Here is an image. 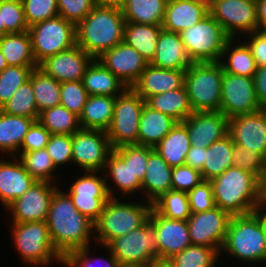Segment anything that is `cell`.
<instances>
[{
	"instance_id": "cell-3",
	"label": "cell",
	"mask_w": 266,
	"mask_h": 267,
	"mask_svg": "<svg viewBox=\"0 0 266 267\" xmlns=\"http://www.w3.org/2000/svg\"><path fill=\"white\" fill-rule=\"evenodd\" d=\"M121 7L96 5L76 26V44L94 59L124 40Z\"/></svg>"
},
{
	"instance_id": "cell-23",
	"label": "cell",
	"mask_w": 266,
	"mask_h": 267,
	"mask_svg": "<svg viewBox=\"0 0 266 267\" xmlns=\"http://www.w3.org/2000/svg\"><path fill=\"white\" fill-rule=\"evenodd\" d=\"M185 73L186 70L163 69L149 63L132 89L146 101L153 95L182 88Z\"/></svg>"
},
{
	"instance_id": "cell-41",
	"label": "cell",
	"mask_w": 266,
	"mask_h": 267,
	"mask_svg": "<svg viewBox=\"0 0 266 267\" xmlns=\"http://www.w3.org/2000/svg\"><path fill=\"white\" fill-rule=\"evenodd\" d=\"M38 121L50 134L73 135L81 128L79 117L62 105H57L42 111L39 114Z\"/></svg>"
},
{
	"instance_id": "cell-36",
	"label": "cell",
	"mask_w": 266,
	"mask_h": 267,
	"mask_svg": "<svg viewBox=\"0 0 266 267\" xmlns=\"http://www.w3.org/2000/svg\"><path fill=\"white\" fill-rule=\"evenodd\" d=\"M162 25L125 22L124 42L139 52L150 63L155 56Z\"/></svg>"
},
{
	"instance_id": "cell-21",
	"label": "cell",
	"mask_w": 266,
	"mask_h": 267,
	"mask_svg": "<svg viewBox=\"0 0 266 267\" xmlns=\"http://www.w3.org/2000/svg\"><path fill=\"white\" fill-rule=\"evenodd\" d=\"M93 60L92 56L76 44L46 58L38 67L60 83L82 81L86 69Z\"/></svg>"
},
{
	"instance_id": "cell-65",
	"label": "cell",
	"mask_w": 266,
	"mask_h": 267,
	"mask_svg": "<svg viewBox=\"0 0 266 267\" xmlns=\"http://www.w3.org/2000/svg\"><path fill=\"white\" fill-rule=\"evenodd\" d=\"M8 66L6 59L0 51V72H2Z\"/></svg>"
},
{
	"instance_id": "cell-16",
	"label": "cell",
	"mask_w": 266,
	"mask_h": 267,
	"mask_svg": "<svg viewBox=\"0 0 266 267\" xmlns=\"http://www.w3.org/2000/svg\"><path fill=\"white\" fill-rule=\"evenodd\" d=\"M231 217L217 206L208 211L192 213L187 220L191 244L221 251Z\"/></svg>"
},
{
	"instance_id": "cell-45",
	"label": "cell",
	"mask_w": 266,
	"mask_h": 267,
	"mask_svg": "<svg viewBox=\"0 0 266 267\" xmlns=\"http://www.w3.org/2000/svg\"><path fill=\"white\" fill-rule=\"evenodd\" d=\"M0 110L6 114L34 118L38 121L39 113L32 89L31 75Z\"/></svg>"
},
{
	"instance_id": "cell-60",
	"label": "cell",
	"mask_w": 266,
	"mask_h": 267,
	"mask_svg": "<svg viewBox=\"0 0 266 267\" xmlns=\"http://www.w3.org/2000/svg\"><path fill=\"white\" fill-rule=\"evenodd\" d=\"M205 163V148L190 146L185 158V165L198 171H202Z\"/></svg>"
},
{
	"instance_id": "cell-18",
	"label": "cell",
	"mask_w": 266,
	"mask_h": 267,
	"mask_svg": "<svg viewBox=\"0 0 266 267\" xmlns=\"http://www.w3.org/2000/svg\"><path fill=\"white\" fill-rule=\"evenodd\" d=\"M149 220L156 231L158 260H168L191 245L187 220L166 218L154 208Z\"/></svg>"
},
{
	"instance_id": "cell-4",
	"label": "cell",
	"mask_w": 266,
	"mask_h": 267,
	"mask_svg": "<svg viewBox=\"0 0 266 267\" xmlns=\"http://www.w3.org/2000/svg\"><path fill=\"white\" fill-rule=\"evenodd\" d=\"M220 252L246 265L266 264V230L254 212L231 217Z\"/></svg>"
},
{
	"instance_id": "cell-6",
	"label": "cell",
	"mask_w": 266,
	"mask_h": 267,
	"mask_svg": "<svg viewBox=\"0 0 266 267\" xmlns=\"http://www.w3.org/2000/svg\"><path fill=\"white\" fill-rule=\"evenodd\" d=\"M223 68L219 62L192 63L185 87L193 112H217L221 107Z\"/></svg>"
},
{
	"instance_id": "cell-15",
	"label": "cell",
	"mask_w": 266,
	"mask_h": 267,
	"mask_svg": "<svg viewBox=\"0 0 266 267\" xmlns=\"http://www.w3.org/2000/svg\"><path fill=\"white\" fill-rule=\"evenodd\" d=\"M220 111L229 119L262 109L260 106L254 79L223 72Z\"/></svg>"
},
{
	"instance_id": "cell-42",
	"label": "cell",
	"mask_w": 266,
	"mask_h": 267,
	"mask_svg": "<svg viewBox=\"0 0 266 267\" xmlns=\"http://www.w3.org/2000/svg\"><path fill=\"white\" fill-rule=\"evenodd\" d=\"M221 252L217 248L190 245L168 261L174 267H215Z\"/></svg>"
},
{
	"instance_id": "cell-37",
	"label": "cell",
	"mask_w": 266,
	"mask_h": 267,
	"mask_svg": "<svg viewBox=\"0 0 266 267\" xmlns=\"http://www.w3.org/2000/svg\"><path fill=\"white\" fill-rule=\"evenodd\" d=\"M233 147L232 137L228 134L205 148V163L201 171L204 181H211L228 168L233 167Z\"/></svg>"
},
{
	"instance_id": "cell-50",
	"label": "cell",
	"mask_w": 266,
	"mask_h": 267,
	"mask_svg": "<svg viewBox=\"0 0 266 267\" xmlns=\"http://www.w3.org/2000/svg\"><path fill=\"white\" fill-rule=\"evenodd\" d=\"M88 96L82 81L61 83L60 105L78 117L83 111Z\"/></svg>"
},
{
	"instance_id": "cell-35",
	"label": "cell",
	"mask_w": 266,
	"mask_h": 267,
	"mask_svg": "<svg viewBox=\"0 0 266 267\" xmlns=\"http://www.w3.org/2000/svg\"><path fill=\"white\" fill-rule=\"evenodd\" d=\"M190 146L186 126L182 122H177L154 149L168 165L177 167L185 165V158Z\"/></svg>"
},
{
	"instance_id": "cell-64",
	"label": "cell",
	"mask_w": 266,
	"mask_h": 267,
	"mask_svg": "<svg viewBox=\"0 0 266 267\" xmlns=\"http://www.w3.org/2000/svg\"><path fill=\"white\" fill-rule=\"evenodd\" d=\"M149 267H174L168 260H155Z\"/></svg>"
},
{
	"instance_id": "cell-33",
	"label": "cell",
	"mask_w": 266,
	"mask_h": 267,
	"mask_svg": "<svg viewBox=\"0 0 266 267\" xmlns=\"http://www.w3.org/2000/svg\"><path fill=\"white\" fill-rule=\"evenodd\" d=\"M0 51L8 66L38 67L30 33H8L0 37Z\"/></svg>"
},
{
	"instance_id": "cell-1",
	"label": "cell",
	"mask_w": 266,
	"mask_h": 267,
	"mask_svg": "<svg viewBox=\"0 0 266 267\" xmlns=\"http://www.w3.org/2000/svg\"><path fill=\"white\" fill-rule=\"evenodd\" d=\"M46 223L52 244L62 257L95 240L94 223L77 210L69 194L59 187L52 195Z\"/></svg>"
},
{
	"instance_id": "cell-63",
	"label": "cell",
	"mask_w": 266,
	"mask_h": 267,
	"mask_svg": "<svg viewBox=\"0 0 266 267\" xmlns=\"http://www.w3.org/2000/svg\"><path fill=\"white\" fill-rule=\"evenodd\" d=\"M126 0H95L96 5H107L121 7Z\"/></svg>"
},
{
	"instance_id": "cell-22",
	"label": "cell",
	"mask_w": 266,
	"mask_h": 267,
	"mask_svg": "<svg viewBox=\"0 0 266 267\" xmlns=\"http://www.w3.org/2000/svg\"><path fill=\"white\" fill-rule=\"evenodd\" d=\"M182 123L186 126L191 145L199 148L209 147L229 131V118L221 111L193 112Z\"/></svg>"
},
{
	"instance_id": "cell-48",
	"label": "cell",
	"mask_w": 266,
	"mask_h": 267,
	"mask_svg": "<svg viewBox=\"0 0 266 267\" xmlns=\"http://www.w3.org/2000/svg\"><path fill=\"white\" fill-rule=\"evenodd\" d=\"M0 13L5 34L28 31L21 0H0Z\"/></svg>"
},
{
	"instance_id": "cell-5",
	"label": "cell",
	"mask_w": 266,
	"mask_h": 267,
	"mask_svg": "<svg viewBox=\"0 0 266 267\" xmlns=\"http://www.w3.org/2000/svg\"><path fill=\"white\" fill-rule=\"evenodd\" d=\"M125 200L126 198L120 199L119 196L110 198L103 206L100 218L94 224V239L98 241V245L100 243L104 247L111 240L139 228L149 220L152 203L145 199L144 203Z\"/></svg>"
},
{
	"instance_id": "cell-13",
	"label": "cell",
	"mask_w": 266,
	"mask_h": 267,
	"mask_svg": "<svg viewBox=\"0 0 266 267\" xmlns=\"http://www.w3.org/2000/svg\"><path fill=\"white\" fill-rule=\"evenodd\" d=\"M68 190L67 192L77 210L94 224L100 218L103 206L111 198L102 171H84L81 177L79 175L69 185Z\"/></svg>"
},
{
	"instance_id": "cell-52",
	"label": "cell",
	"mask_w": 266,
	"mask_h": 267,
	"mask_svg": "<svg viewBox=\"0 0 266 267\" xmlns=\"http://www.w3.org/2000/svg\"><path fill=\"white\" fill-rule=\"evenodd\" d=\"M129 166L140 182L142 183L149 160V146L138 144L124 145L114 149Z\"/></svg>"
},
{
	"instance_id": "cell-51",
	"label": "cell",
	"mask_w": 266,
	"mask_h": 267,
	"mask_svg": "<svg viewBox=\"0 0 266 267\" xmlns=\"http://www.w3.org/2000/svg\"><path fill=\"white\" fill-rule=\"evenodd\" d=\"M28 27L59 16L57 0H21Z\"/></svg>"
},
{
	"instance_id": "cell-62",
	"label": "cell",
	"mask_w": 266,
	"mask_h": 267,
	"mask_svg": "<svg viewBox=\"0 0 266 267\" xmlns=\"http://www.w3.org/2000/svg\"><path fill=\"white\" fill-rule=\"evenodd\" d=\"M254 213L260 219L264 229L266 230V197L263 196L256 204Z\"/></svg>"
},
{
	"instance_id": "cell-14",
	"label": "cell",
	"mask_w": 266,
	"mask_h": 267,
	"mask_svg": "<svg viewBox=\"0 0 266 267\" xmlns=\"http://www.w3.org/2000/svg\"><path fill=\"white\" fill-rule=\"evenodd\" d=\"M106 131L80 128L72 135V163L83 171H104L112 151Z\"/></svg>"
},
{
	"instance_id": "cell-38",
	"label": "cell",
	"mask_w": 266,
	"mask_h": 267,
	"mask_svg": "<svg viewBox=\"0 0 266 267\" xmlns=\"http://www.w3.org/2000/svg\"><path fill=\"white\" fill-rule=\"evenodd\" d=\"M145 103L152 109L171 116L177 122H183L193 113L185 85L179 89L153 95Z\"/></svg>"
},
{
	"instance_id": "cell-59",
	"label": "cell",
	"mask_w": 266,
	"mask_h": 267,
	"mask_svg": "<svg viewBox=\"0 0 266 267\" xmlns=\"http://www.w3.org/2000/svg\"><path fill=\"white\" fill-rule=\"evenodd\" d=\"M253 79L257 100L262 108H266V66L258 67Z\"/></svg>"
},
{
	"instance_id": "cell-53",
	"label": "cell",
	"mask_w": 266,
	"mask_h": 267,
	"mask_svg": "<svg viewBox=\"0 0 266 267\" xmlns=\"http://www.w3.org/2000/svg\"><path fill=\"white\" fill-rule=\"evenodd\" d=\"M57 170L72 163V135L51 134L45 146Z\"/></svg>"
},
{
	"instance_id": "cell-44",
	"label": "cell",
	"mask_w": 266,
	"mask_h": 267,
	"mask_svg": "<svg viewBox=\"0 0 266 267\" xmlns=\"http://www.w3.org/2000/svg\"><path fill=\"white\" fill-rule=\"evenodd\" d=\"M153 208L169 219L188 220L191 210L188 193L171 189L153 203Z\"/></svg>"
},
{
	"instance_id": "cell-12",
	"label": "cell",
	"mask_w": 266,
	"mask_h": 267,
	"mask_svg": "<svg viewBox=\"0 0 266 267\" xmlns=\"http://www.w3.org/2000/svg\"><path fill=\"white\" fill-rule=\"evenodd\" d=\"M209 14L230 38L258 31L256 0H211Z\"/></svg>"
},
{
	"instance_id": "cell-2",
	"label": "cell",
	"mask_w": 266,
	"mask_h": 267,
	"mask_svg": "<svg viewBox=\"0 0 266 267\" xmlns=\"http://www.w3.org/2000/svg\"><path fill=\"white\" fill-rule=\"evenodd\" d=\"M215 205L231 216L254 212L264 196L265 184L254 174L239 167H230L210 181Z\"/></svg>"
},
{
	"instance_id": "cell-40",
	"label": "cell",
	"mask_w": 266,
	"mask_h": 267,
	"mask_svg": "<svg viewBox=\"0 0 266 267\" xmlns=\"http://www.w3.org/2000/svg\"><path fill=\"white\" fill-rule=\"evenodd\" d=\"M31 84L39 114L60 105L61 83L59 81L36 67L31 73Z\"/></svg>"
},
{
	"instance_id": "cell-8",
	"label": "cell",
	"mask_w": 266,
	"mask_h": 267,
	"mask_svg": "<svg viewBox=\"0 0 266 267\" xmlns=\"http://www.w3.org/2000/svg\"><path fill=\"white\" fill-rule=\"evenodd\" d=\"M179 35L192 63L219 62L230 39L210 14Z\"/></svg>"
},
{
	"instance_id": "cell-25",
	"label": "cell",
	"mask_w": 266,
	"mask_h": 267,
	"mask_svg": "<svg viewBox=\"0 0 266 267\" xmlns=\"http://www.w3.org/2000/svg\"><path fill=\"white\" fill-rule=\"evenodd\" d=\"M209 14V4L201 0H168L162 23L164 30L180 33Z\"/></svg>"
},
{
	"instance_id": "cell-29",
	"label": "cell",
	"mask_w": 266,
	"mask_h": 267,
	"mask_svg": "<svg viewBox=\"0 0 266 267\" xmlns=\"http://www.w3.org/2000/svg\"><path fill=\"white\" fill-rule=\"evenodd\" d=\"M176 123L171 116L154 110L145 103L139 121L138 145L154 148Z\"/></svg>"
},
{
	"instance_id": "cell-31",
	"label": "cell",
	"mask_w": 266,
	"mask_h": 267,
	"mask_svg": "<svg viewBox=\"0 0 266 267\" xmlns=\"http://www.w3.org/2000/svg\"><path fill=\"white\" fill-rule=\"evenodd\" d=\"M35 121L34 118L10 115L0 110V152L17 156L24 136Z\"/></svg>"
},
{
	"instance_id": "cell-27",
	"label": "cell",
	"mask_w": 266,
	"mask_h": 267,
	"mask_svg": "<svg viewBox=\"0 0 266 267\" xmlns=\"http://www.w3.org/2000/svg\"><path fill=\"white\" fill-rule=\"evenodd\" d=\"M172 167L168 165L153 147H149V160L141 183L147 202L154 203L172 189Z\"/></svg>"
},
{
	"instance_id": "cell-58",
	"label": "cell",
	"mask_w": 266,
	"mask_h": 267,
	"mask_svg": "<svg viewBox=\"0 0 266 267\" xmlns=\"http://www.w3.org/2000/svg\"><path fill=\"white\" fill-rule=\"evenodd\" d=\"M245 36L248 37V42L246 38L243 41L250 48L257 68L266 66V32L254 31L245 34Z\"/></svg>"
},
{
	"instance_id": "cell-39",
	"label": "cell",
	"mask_w": 266,
	"mask_h": 267,
	"mask_svg": "<svg viewBox=\"0 0 266 267\" xmlns=\"http://www.w3.org/2000/svg\"><path fill=\"white\" fill-rule=\"evenodd\" d=\"M168 0H126L121 10L126 22L162 25Z\"/></svg>"
},
{
	"instance_id": "cell-24",
	"label": "cell",
	"mask_w": 266,
	"mask_h": 267,
	"mask_svg": "<svg viewBox=\"0 0 266 267\" xmlns=\"http://www.w3.org/2000/svg\"><path fill=\"white\" fill-rule=\"evenodd\" d=\"M0 160V202L6 208L23 195L36 180L28 173L17 156Z\"/></svg>"
},
{
	"instance_id": "cell-49",
	"label": "cell",
	"mask_w": 266,
	"mask_h": 267,
	"mask_svg": "<svg viewBox=\"0 0 266 267\" xmlns=\"http://www.w3.org/2000/svg\"><path fill=\"white\" fill-rule=\"evenodd\" d=\"M90 248L91 246H88L82 249H75L73 251H70L63 257L62 265H64V267H95V262L99 263L100 261H103L104 264H101L100 266L121 267L117 258L106 246H104V248L106 252H108L107 254H109V257H106V259H104V257H102L101 259L97 257L91 258L92 256L89 255L91 251Z\"/></svg>"
},
{
	"instance_id": "cell-57",
	"label": "cell",
	"mask_w": 266,
	"mask_h": 267,
	"mask_svg": "<svg viewBox=\"0 0 266 267\" xmlns=\"http://www.w3.org/2000/svg\"><path fill=\"white\" fill-rule=\"evenodd\" d=\"M50 136V132L39 121H35L24 136L19 152L44 149Z\"/></svg>"
},
{
	"instance_id": "cell-28",
	"label": "cell",
	"mask_w": 266,
	"mask_h": 267,
	"mask_svg": "<svg viewBox=\"0 0 266 267\" xmlns=\"http://www.w3.org/2000/svg\"><path fill=\"white\" fill-rule=\"evenodd\" d=\"M103 172L105 174L107 190L111 198H116L119 192L120 195L124 196L123 198H126L125 195L128 197L130 193L132 195L138 192L141 193L140 180L133 175L129 163H126L114 149L107 158ZM108 179L113 181L111 186L109 185ZM116 188H118V191ZM115 191H117V194Z\"/></svg>"
},
{
	"instance_id": "cell-9",
	"label": "cell",
	"mask_w": 266,
	"mask_h": 267,
	"mask_svg": "<svg viewBox=\"0 0 266 267\" xmlns=\"http://www.w3.org/2000/svg\"><path fill=\"white\" fill-rule=\"evenodd\" d=\"M106 247L121 266H149L158 260L156 231L150 220L131 232L111 240Z\"/></svg>"
},
{
	"instance_id": "cell-7",
	"label": "cell",
	"mask_w": 266,
	"mask_h": 267,
	"mask_svg": "<svg viewBox=\"0 0 266 267\" xmlns=\"http://www.w3.org/2000/svg\"><path fill=\"white\" fill-rule=\"evenodd\" d=\"M12 224L11 236L22 263L34 267H49L54 261L62 264L63 257L52 244L46 221Z\"/></svg>"
},
{
	"instance_id": "cell-69",
	"label": "cell",
	"mask_w": 266,
	"mask_h": 267,
	"mask_svg": "<svg viewBox=\"0 0 266 267\" xmlns=\"http://www.w3.org/2000/svg\"><path fill=\"white\" fill-rule=\"evenodd\" d=\"M264 196L266 197V183H265V187H264Z\"/></svg>"
},
{
	"instance_id": "cell-26",
	"label": "cell",
	"mask_w": 266,
	"mask_h": 267,
	"mask_svg": "<svg viewBox=\"0 0 266 267\" xmlns=\"http://www.w3.org/2000/svg\"><path fill=\"white\" fill-rule=\"evenodd\" d=\"M150 64L172 70H187L192 65L179 33L161 30L156 53Z\"/></svg>"
},
{
	"instance_id": "cell-32",
	"label": "cell",
	"mask_w": 266,
	"mask_h": 267,
	"mask_svg": "<svg viewBox=\"0 0 266 267\" xmlns=\"http://www.w3.org/2000/svg\"><path fill=\"white\" fill-rule=\"evenodd\" d=\"M82 83L89 96L107 95L117 97L127 88L97 59H94L86 69Z\"/></svg>"
},
{
	"instance_id": "cell-68",
	"label": "cell",
	"mask_w": 266,
	"mask_h": 267,
	"mask_svg": "<svg viewBox=\"0 0 266 267\" xmlns=\"http://www.w3.org/2000/svg\"><path fill=\"white\" fill-rule=\"evenodd\" d=\"M201 1H204V2H206L208 4H210V2H211V0H201Z\"/></svg>"
},
{
	"instance_id": "cell-55",
	"label": "cell",
	"mask_w": 266,
	"mask_h": 267,
	"mask_svg": "<svg viewBox=\"0 0 266 267\" xmlns=\"http://www.w3.org/2000/svg\"><path fill=\"white\" fill-rule=\"evenodd\" d=\"M191 213H200L216 207L210 181H202L188 192Z\"/></svg>"
},
{
	"instance_id": "cell-61",
	"label": "cell",
	"mask_w": 266,
	"mask_h": 267,
	"mask_svg": "<svg viewBox=\"0 0 266 267\" xmlns=\"http://www.w3.org/2000/svg\"><path fill=\"white\" fill-rule=\"evenodd\" d=\"M258 14V31L266 30V0H256Z\"/></svg>"
},
{
	"instance_id": "cell-56",
	"label": "cell",
	"mask_w": 266,
	"mask_h": 267,
	"mask_svg": "<svg viewBox=\"0 0 266 267\" xmlns=\"http://www.w3.org/2000/svg\"><path fill=\"white\" fill-rule=\"evenodd\" d=\"M203 181L201 172L190 166L172 167V189L189 192Z\"/></svg>"
},
{
	"instance_id": "cell-47",
	"label": "cell",
	"mask_w": 266,
	"mask_h": 267,
	"mask_svg": "<svg viewBox=\"0 0 266 267\" xmlns=\"http://www.w3.org/2000/svg\"><path fill=\"white\" fill-rule=\"evenodd\" d=\"M232 160L234 167L249 171L266 183V159L260 153L234 143Z\"/></svg>"
},
{
	"instance_id": "cell-19",
	"label": "cell",
	"mask_w": 266,
	"mask_h": 267,
	"mask_svg": "<svg viewBox=\"0 0 266 267\" xmlns=\"http://www.w3.org/2000/svg\"><path fill=\"white\" fill-rule=\"evenodd\" d=\"M97 60L127 88H132L149 64L139 52L124 41L105 51Z\"/></svg>"
},
{
	"instance_id": "cell-67",
	"label": "cell",
	"mask_w": 266,
	"mask_h": 267,
	"mask_svg": "<svg viewBox=\"0 0 266 267\" xmlns=\"http://www.w3.org/2000/svg\"><path fill=\"white\" fill-rule=\"evenodd\" d=\"M121 267H149L144 265H129V266H121Z\"/></svg>"
},
{
	"instance_id": "cell-34",
	"label": "cell",
	"mask_w": 266,
	"mask_h": 267,
	"mask_svg": "<svg viewBox=\"0 0 266 267\" xmlns=\"http://www.w3.org/2000/svg\"><path fill=\"white\" fill-rule=\"evenodd\" d=\"M115 99L116 97L107 95L88 96L79 116L80 127L106 131L113 119Z\"/></svg>"
},
{
	"instance_id": "cell-46",
	"label": "cell",
	"mask_w": 266,
	"mask_h": 267,
	"mask_svg": "<svg viewBox=\"0 0 266 267\" xmlns=\"http://www.w3.org/2000/svg\"><path fill=\"white\" fill-rule=\"evenodd\" d=\"M36 67L7 66L0 72V108L29 80Z\"/></svg>"
},
{
	"instance_id": "cell-20",
	"label": "cell",
	"mask_w": 266,
	"mask_h": 267,
	"mask_svg": "<svg viewBox=\"0 0 266 267\" xmlns=\"http://www.w3.org/2000/svg\"><path fill=\"white\" fill-rule=\"evenodd\" d=\"M233 143L260 153L266 159V108L229 119Z\"/></svg>"
},
{
	"instance_id": "cell-11",
	"label": "cell",
	"mask_w": 266,
	"mask_h": 267,
	"mask_svg": "<svg viewBox=\"0 0 266 267\" xmlns=\"http://www.w3.org/2000/svg\"><path fill=\"white\" fill-rule=\"evenodd\" d=\"M28 32L37 65L76 45V26L60 16L33 24Z\"/></svg>"
},
{
	"instance_id": "cell-54",
	"label": "cell",
	"mask_w": 266,
	"mask_h": 267,
	"mask_svg": "<svg viewBox=\"0 0 266 267\" xmlns=\"http://www.w3.org/2000/svg\"><path fill=\"white\" fill-rule=\"evenodd\" d=\"M59 16L77 26L96 6L95 0H57Z\"/></svg>"
},
{
	"instance_id": "cell-66",
	"label": "cell",
	"mask_w": 266,
	"mask_h": 267,
	"mask_svg": "<svg viewBox=\"0 0 266 267\" xmlns=\"http://www.w3.org/2000/svg\"><path fill=\"white\" fill-rule=\"evenodd\" d=\"M5 35V25L2 23L1 13H0V37Z\"/></svg>"
},
{
	"instance_id": "cell-10",
	"label": "cell",
	"mask_w": 266,
	"mask_h": 267,
	"mask_svg": "<svg viewBox=\"0 0 266 267\" xmlns=\"http://www.w3.org/2000/svg\"><path fill=\"white\" fill-rule=\"evenodd\" d=\"M145 100L132 88H126L115 99L111 125L106 130L112 149L138 144L139 121Z\"/></svg>"
},
{
	"instance_id": "cell-43",
	"label": "cell",
	"mask_w": 266,
	"mask_h": 267,
	"mask_svg": "<svg viewBox=\"0 0 266 267\" xmlns=\"http://www.w3.org/2000/svg\"><path fill=\"white\" fill-rule=\"evenodd\" d=\"M17 157L36 181L56 183L54 180L56 179L54 176L56 167L45 148L31 152H19Z\"/></svg>"
},
{
	"instance_id": "cell-30",
	"label": "cell",
	"mask_w": 266,
	"mask_h": 267,
	"mask_svg": "<svg viewBox=\"0 0 266 267\" xmlns=\"http://www.w3.org/2000/svg\"><path fill=\"white\" fill-rule=\"evenodd\" d=\"M237 40L230 38L226 42L219 63L226 73L253 78L257 71L255 59L247 44Z\"/></svg>"
},
{
	"instance_id": "cell-17",
	"label": "cell",
	"mask_w": 266,
	"mask_h": 267,
	"mask_svg": "<svg viewBox=\"0 0 266 267\" xmlns=\"http://www.w3.org/2000/svg\"><path fill=\"white\" fill-rule=\"evenodd\" d=\"M59 186L45 181H36L19 198L9 204L12 223L46 221L52 195Z\"/></svg>"
}]
</instances>
